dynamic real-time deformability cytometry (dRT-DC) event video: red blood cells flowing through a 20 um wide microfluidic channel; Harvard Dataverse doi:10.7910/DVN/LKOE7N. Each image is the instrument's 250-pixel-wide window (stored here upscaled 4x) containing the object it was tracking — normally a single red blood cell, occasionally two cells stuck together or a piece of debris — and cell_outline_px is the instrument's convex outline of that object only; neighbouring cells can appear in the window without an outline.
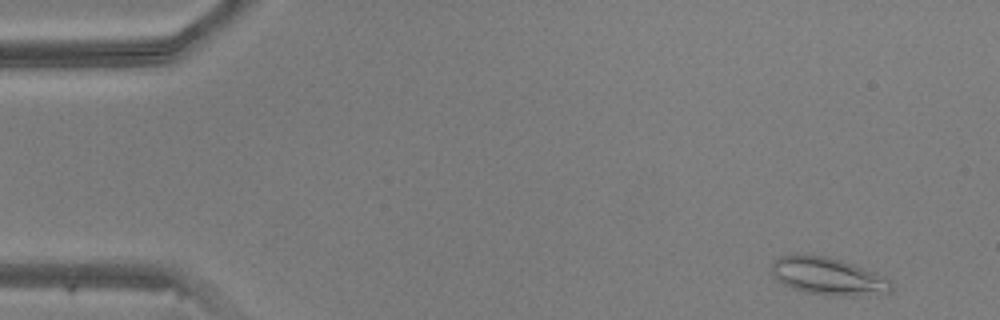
{"species": "common noctule bat (a hibernating species)", "species_latin": "Nyctalus noctula", "temperature_condition": "warm", "stored_images_in_passage": 16, "camera_frame_rate_fps": 3000, "um_per_image_px": 0.085, "animal": {"sex": "male", "body_mass_g": 20.5, "forearm_length_mm": 52.5}, "frame": {"image": 1, "passage_image": 3, "time_ms": 0.667, "image_size_px": [1000, 320], "cell_outline_px": [[892, 292], [856, 296], [828, 296], [804, 292], [792, 288], [776, 280], [772, 272], [772, 260], [780, 256], [796, 252], [828, 256], [852, 264], [892, 280]], "centroid_in_image_um": [70.33, 23.47], "position_along_channel_um": 14.7, "area_um2": 26.59}}
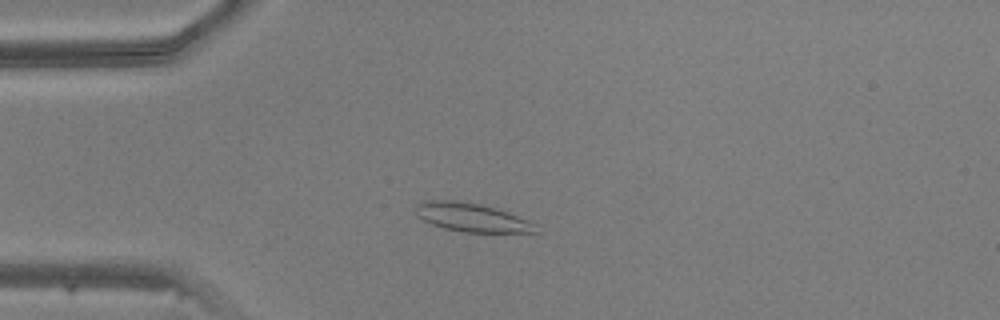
{"frame": {"image": 2, "passage_image": 12, "time_ms": 3.667, "image_size_px": [1000, 320], "cell_outline_px": [[536, 232], [464, 232], [444, 228], [432, 224], [416, 216], [412, 208], [416, 204], [424, 200], [456, 200], [480, 204], [496, 208], [528, 220], [536, 224]], "centroid_in_image_um": [40.01, 18.46], "position_along_channel_um": 45.0, "area_um2": 20.06}}